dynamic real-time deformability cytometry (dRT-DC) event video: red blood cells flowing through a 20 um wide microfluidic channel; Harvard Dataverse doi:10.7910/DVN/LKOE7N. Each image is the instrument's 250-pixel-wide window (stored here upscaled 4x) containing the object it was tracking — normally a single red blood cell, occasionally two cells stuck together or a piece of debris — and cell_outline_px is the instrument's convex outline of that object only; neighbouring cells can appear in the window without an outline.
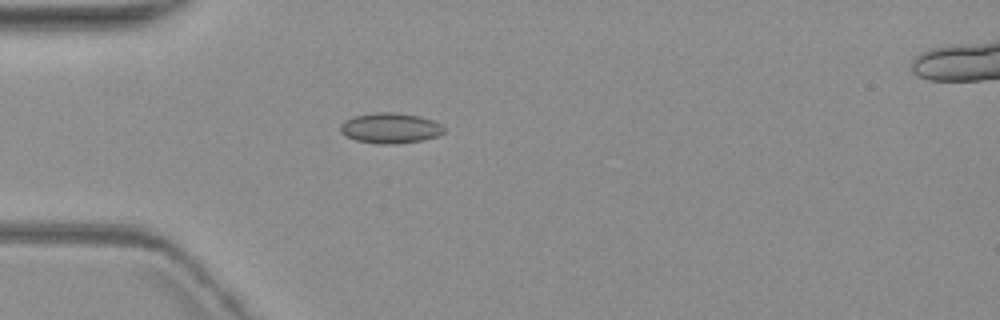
{"species": "common noctule bat (a hibernating species)", "species_latin": "Nyctalus noctula", "temperature_condition": "warm", "stored_images_in_passage": 6, "camera_frame_rate_fps": 3000, "um_per_image_px": 0.085, "animal": {"sex": "female", "body_mass_g": 19.3, "forearm_length_mm": 54.1}, "frame": {"image": 1, "passage_image": 5, "time_ms": 4.667, "image_size_px": [1000, 320], "cell_outline_px": [[444, 132], [436, 136], [424, 140], [396, 144], [376, 144], [356, 140], [344, 136], [340, 132], [340, 124], [344, 120], [352, 116], [376, 112], [396, 112], [420, 116], [432, 120], [440, 124], [444, 128]], "centroid_in_image_um": [33.13, 10.89], "position_along_channel_um": 51.9, "area_um2": 18.61}}